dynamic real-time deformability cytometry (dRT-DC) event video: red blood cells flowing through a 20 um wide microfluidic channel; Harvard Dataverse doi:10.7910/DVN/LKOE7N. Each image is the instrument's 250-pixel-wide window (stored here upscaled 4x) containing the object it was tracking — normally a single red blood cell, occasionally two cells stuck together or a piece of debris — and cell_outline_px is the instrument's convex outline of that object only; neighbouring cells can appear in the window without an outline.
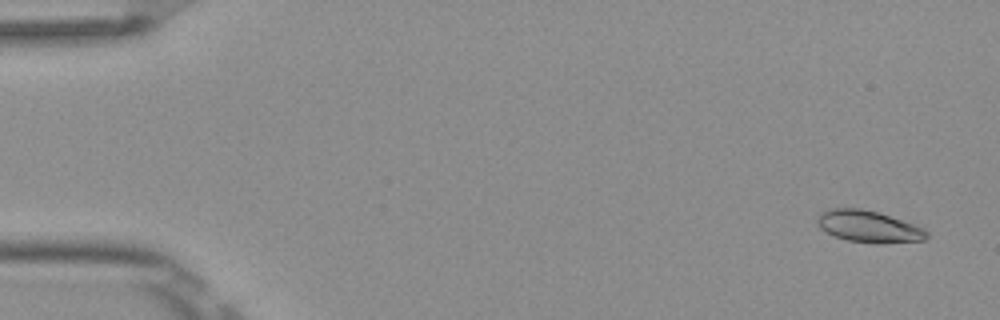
{"species": "Egyptian fruit bat (a non-hibernating species)", "species_latin": "Rousettus aegyptiacus", "temperature_condition": "room temperature", "stored_images_in_passage": 6, "camera_frame_rate_fps": 3000, "um_per_image_px": 0.085, "frame": {"image": 1, "passage_image": 1, "time_ms": 0.0, "image_size_px": [1000, 320], "cell_outline_px": [[928, 236], [924, 240], [880, 244], [876, 244], [848, 240], [836, 236], [820, 228], [816, 220], [820, 212], [828, 208], [860, 208], [876, 212], [924, 228], [928, 232]], "centroid_in_image_um": [73.81, 19.26], "position_along_channel_um": 11.2, "area_um2": 20.06}}
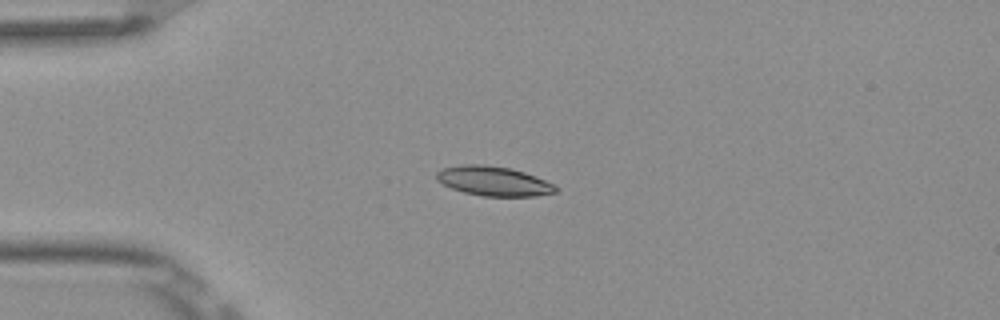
{"frame": {"image": 2, "passage_image": 4, "time_ms": 1.0, "image_size_px": [1000, 320], "cell_outline_px": [[560, 188], [556, 192], [536, 196], [484, 196], [464, 192], [452, 188], [436, 180], [436, 172], [444, 168], [460, 164], [484, 164], [512, 168], [536, 176], [556, 184]], "centroid_in_image_um": [42.0, 15.38], "position_along_channel_um": 43.0, "area_um2": 20.69}}
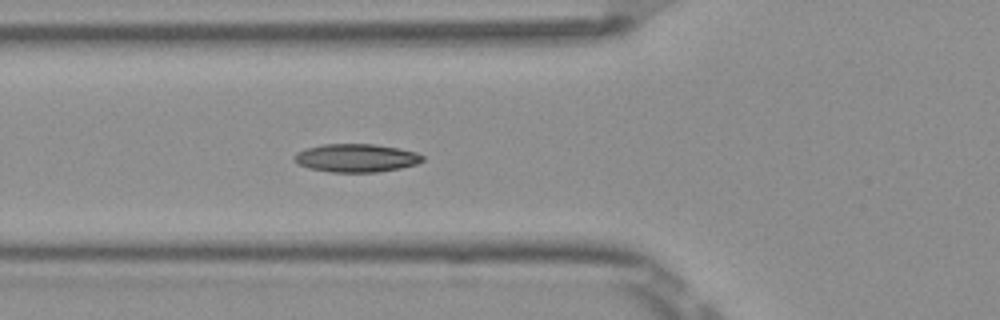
{"frame": {"image": 3, "passage_image": 6, "time_ms": 1.667, "image_size_px": [1000, 320], "cell_outline_px": [[424, 160], [416, 164], [400, 168], [376, 172], [332, 172], [308, 168], [300, 164], [292, 156], [296, 152], [308, 148], [324, 144], [372, 144], [400, 148], [416, 152], [424, 156]], "centroid_in_image_um": [30.3, 13.42], "position_along_channel_um": 95.5, "area_um2": 20.98}}